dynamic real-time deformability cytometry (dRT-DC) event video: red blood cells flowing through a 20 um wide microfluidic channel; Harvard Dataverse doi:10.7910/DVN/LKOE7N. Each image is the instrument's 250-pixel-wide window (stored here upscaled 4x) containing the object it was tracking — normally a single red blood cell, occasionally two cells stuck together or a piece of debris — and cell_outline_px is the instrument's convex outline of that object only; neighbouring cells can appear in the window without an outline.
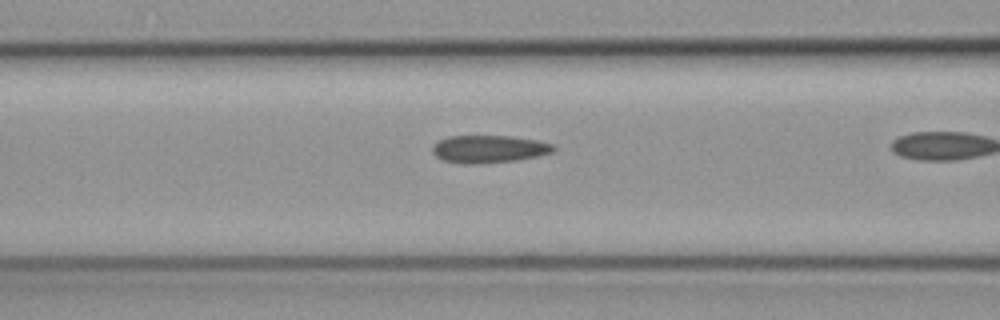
{"species": "common noctule bat (a hibernating species)", "species_latin": "Nyctalus noctula", "temperature_condition": "cold", "stored_images_in_passage": 32, "camera_frame_rate_fps": 3000, "um_per_image_px": 0.085, "animal": {"sex": "female", "body_mass_g": 19.3, "forearm_length_mm": 54.1}, "frame": {"image": 1, "passage_image": 21, "time_ms": 6.667, "image_size_px": [1000, 320], "cell_outline_px": [[556, 148], [552, 152], [536, 156], [516, 160], [472, 164], [464, 164], [444, 160], [436, 156], [432, 152], [432, 144], [448, 136], [512, 136], [536, 140], [552, 144]], "centroid_in_image_um": [41.53, 12.66], "position_along_channel_um": 125.1, "area_um2": 19.31}}
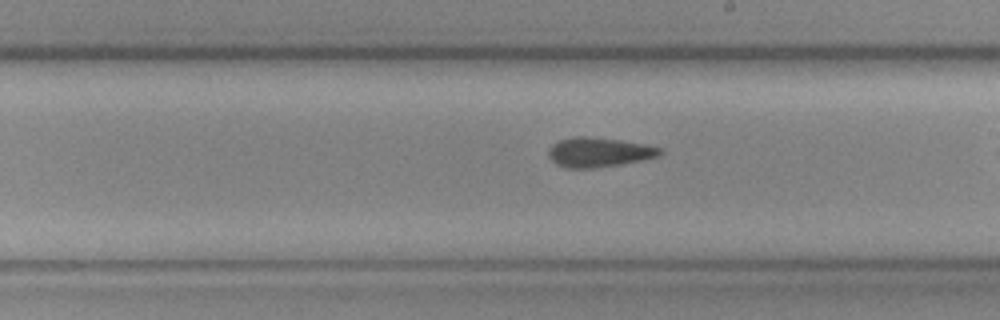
{"frame": {"image": 2, "passage_image": 30, "time_ms": 9.667, "image_size_px": [1000, 320], "cell_outline_px": [[664, 152], [656, 156], [640, 160], [620, 164], [592, 168], [568, 168], [556, 164], [548, 156], [548, 148], [552, 144], [560, 140], [572, 136], [584, 136], [620, 140], [644, 144], [660, 148]], "centroid_in_image_um": [50.85, 12.93], "position_along_channel_um": 238.2, "area_um2": 19.02}}